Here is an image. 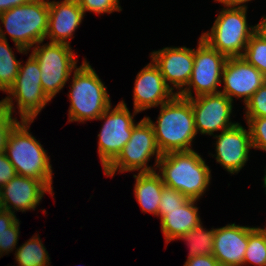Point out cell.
I'll list each match as a JSON object with an SVG mask.
<instances>
[{
    "label": "cell",
    "instance_id": "obj_1",
    "mask_svg": "<svg viewBox=\"0 0 266 266\" xmlns=\"http://www.w3.org/2000/svg\"><path fill=\"white\" fill-rule=\"evenodd\" d=\"M160 108L157 122L146 118L153 126L161 154L193 150L191 145L197 131L189 99L175 94Z\"/></svg>",
    "mask_w": 266,
    "mask_h": 266
},
{
    "label": "cell",
    "instance_id": "obj_2",
    "mask_svg": "<svg viewBox=\"0 0 266 266\" xmlns=\"http://www.w3.org/2000/svg\"><path fill=\"white\" fill-rule=\"evenodd\" d=\"M157 168L165 186L194 200L203 196L212 178L209 166L195 150L162 154Z\"/></svg>",
    "mask_w": 266,
    "mask_h": 266
},
{
    "label": "cell",
    "instance_id": "obj_3",
    "mask_svg": "<svg viewBox=\"0 0 266 266\" xmlns=\"http://www.w3.org/2000/svg\"><path fill=\"white\" fill-rule=\"evenodd\" d=\"M33 121L21 120L11 130L5 153L17 175L41 180L53 192L50 157L41 143L29 133Z\"/></svg>",
    "mask_w": 266,
    "mask_h": 266
},
{
    "label": "cell",
    "instance_id": "obj_4",
    "mask_svg": "<svg viewBox=\"0 0 266 266\" xmlns=\"http://www.w3.org/2000/svg\"><path fill=\"white\" fill-rule=\"evenodd\" d=\"M71 80L68 122L97 120L111 106L107 87L86 59L74 70Z\"/></svg>",
    "mask_w": 266,
    "mask_h": 266
},
{
    "label": "cell",
    "instance_id": "obj_5",
    "mask_svg": "<svg viewBox=\"0 0 266 266\" xmlns=\"http://www.w3.org/2000/svg\"><path fill=\"white\" fill-rule=\"evenodd\" d=\"M0 21L18 53L27 54L31 47L44 42L48 30V0H30L0 14Z\"/></svg>",
    "mask_w": 266,
    "mask_h": 266
},
{
    "label": "cell",
    "instance_id": "obj_6",
    "mask_svg": "<svg viewBox=\"0 0 266 266\" xmlns=\"http://www.w3.org/2000/svg\"><path fill=\"white\" fill-rule=\"evenodd\" d=\"M247 6L225 5L214 21L211 31L201 39L227 58L243 56L255 26L247 24Z\"/></svg>",
    "mask_w": 266,
    "mask_h": 266
},
{
    "label": "cell",
    "instance_id": "obj_7",
    "mask_svg": "<svg viewBox=\"0 0 266 266\" xmlns=\"http://www.w3.org/2000/svg\"><path fill=\"white\" fill-rule=\"evenodd\" d=\"M155 155V166H148V161ZM162 154L157 146L155 133L150 121L144 117L134 125L132 135L117 158L104 170L105 176L113 177L120 173L139 171L154 172Z\"/></svg>",
    "mask_w": 266,
    "mask_h": 266
},
{
    "label": "cell",
    "instance_id": "obj_8",
    "mask_svg": "<svg viewBox=\"0 0 266 266\" xmlns=\"http://www.w3.org/2000/svg\"><path fill=\"white\" fill-rule=\"evenodd\" d=\"M40 76L38 61L29 54L26 63L24 65L20 63L15 83L7 92L9 96L1 100L13 114L15 108L12 98H14L21 120L34 121L46 104L51 101L42 89Z\"/></svg>",
    "mask_w": 266,
    "mask_h": 266
},
{
    "label": "cell",
    "instance_id": "obj_9",
    "mask_svg": "<svg viewBox=\"0 0 266 266\" xmlns=\"http://www.w3.org/2000/svg\"><path fill=\"white\" fill-rule=\"evenodd\" d=\"M42 43L39 42L32 47L31 55L38 61L41 70L42 89L52 100L66 85L73 70L78 68L77 60L68 44Z\"/></svg>",
    "mask_w": 266,
    "mask_h": 266
},
{
    "label": "cell",
    "instance_id": "obj_10",
    "mask_svg": "<svg viewBox=\"0 0 266 266\" xmlns=\"http://www.w3.org/2000/svg\"><path fill=\"white\" fill-rule=\"evenodd\" d=\"M133 111L131 115L126 103L122 100L115 108L111 106L97 119L105 120L98 134V154L103 170H105L121 153L129 141L134 125Z\"/></svg>",
    "mask_w": 266,
    "mask_h": 266
},
{
    "label": "cell",
    "instance_id": "obj_11",
    "mask_svg": "<svg viewBox=\"0 0 266 266\" xmlns=\"http://www.w3.org/2000/svg\"><path fill=\"white\" fill-rule=\"evenodd\" d=\"M227 59L199 37L198 47L194 49L191 77L187 86L178 95L189 99L203 94L220 93L221 90L218 88ZM191 88H194V96Z\"/></svg>",
    "mask_w": 266,
    "mask_h": 266
},
{
    "label": "cell",
    "instance_id": "obj_12",
    "mask_svg": "<svg viewBox=\"0 0 266 266\" xmlns=\"http://www.w3.org/2000/svg\"><path fill=\"white\" fill-rule=\"evenodd\" d=\"M193 109L195 128L200 134L214 135L227 130L238 122H231L233 101L222 93L203 94L189 98Z\"/></svg>",
    "mask_w": 266,
    "mask_h": 266
},
{
    "label": "cell",
    "instance_id": "obj_13",
    "mask_svg": "<svg viewBox=\"0 0 266 266\" xmlns=\"http://www.w3.org/2000/svg\"><path fill=\"white\" fill-rule=\"evenodd\" d=\"M266 82V77L244 57L228 58L222 73L220 93L226 95L231 101L234 97L243 98L246 104L252 95Z\"/></svg>",
    "mask_w": 266,
    "mask_h": 266
},
{
    "label": "cell",
    "instance_id": "obj_14",
    "mask_svg": "<svg viewBox=\"0 0 266 266\" xmlns=\"http://www.w3.org/2000/svg\"><path fill=\"white\" fill-rule=\"evenodd\" d=\"M158 67L166 85L179 94L188 84L194 66V49L183 47H164L150 54ZM173 85V86H171Z\"/></svg>",
    "mask_w": 266,
    "mask_h": 266
},
{
    "label": "cell",
    "instance_id": "obj_15",
    "mask_svg": "<svg viewBox=\"0 0 266 266\" xmlns=\"http://www.w3.org/2000/svg\"><path fill=\"white\" fill-rule=\"evenodd\" d=\"M217 140L216 162L232 175L237 174L249 160V150L253 148L249 128L246 130L240 123L213 135Z\"/></svg>",
    "mask_w": 266,
    "mask_h": 266
},
{
    "label": "cell",
    "instance_id": "obj_16",
    "mask_svg": "<svg viewBox=\"0 0 266 266\" xmlns=\"http://www.w3.org/2000/svg\"><path fill=\"white\" fill-rule=\"evenodd\" d=\"M47 192L53 196L41 180L16 175L0 189V203L2 209L14 214L15 210H35Z\"/></svg>",
    "mask_w": 266,
    "mask_h": 266
},
{
    "label": "cell",
    "instance_id": "obj_17",
    "mask_svg": "<svg viewBox=\"0 0 266 266\" xmlns=\"http://www.w3.org/2000/svg\"><path fill=\"white\" fill-rule=\"evenodd\" d=\"M150 62L140 70L134 82V110L138 112L158 107L175 95L166 85L158 67Z\"/></svg>",
    "mask_w": 266,
    "mask_h": 266
},
{
    "label": "cell",
    "instance_id": "obj_18",
    "mask_svg": "<svg viewBox=\"0 0 266 266\" xmlns=\"http://www.w3.org/2000/svg\"><path fill=\"white\" fill-rule=\"evenodd\" d=\"M249 226L227 224L216 228L212 255L221 266H243Z\"/></svg>",
    "mask_w": 266,
    "mask_h": 266
},
{
    "label": "cell",
    "instance_id": "obj_19",
    "mask_svg": "<svg viewBox=\"0 0 266 266\" xmlns=\"http://www.w3.org/2000/svg\"><path fill=\"white\" fill-rule=\"evenodd\" d=\"M48 30L45 39L52 43L70 45L75 30L84 19V12L77 0L50 1Z\"/></svg>",
    "mask_w": 266,
    "mask_h": 266
},
{
    "label": "cell",
    "instance_id": "obj_20",
    "mask_svg": "<svg viewBox=\"0 0 266 266\" xmlns=\"http://www.w3.org/2000/svg\"><path fill=\"white\" fill-rule=\"evenodd\" d=\"M197 200L189 199L182 207L173 210H159L161 230L166 244L199 226L202 222L198 214Z\"/></svg>",
    "mask_w": 266,
    "mask_h": 266
},
{
    "label": "cell",
    "instance_id": "obj_21",
    "mask_svg": "<svg viewBox=\"0 0 266 266\" xmlns=\"http://www.w3.org/2000/svg\"><path fill=\"white\" fill-rule=\"evenodd\" d=\"M136 179L134 195L142 212L158 216L161 192L165 186L161 175L156 171L133 175Z\"/></svg>",
    "mask_w": 266,
    "mask_h": 266
},
{
    "label": "cell",
    "instance_id": "obj_22",
    "mask_svg": "<svg viewBox=\"0 0 266 266\" xmlns=\"http://www.w3.org/2000/svg\"><path fill=\"white\" fill-rule=\"evenodd\" d=\"M20 60H17L15 54L7 42L6 33L0 26V90L7 93L14 85L19 73Z\"/></svg>",
    "mask_w": 266,
    "mask_h": 266
},
{
    "label": "cell",
    "instance_id": "obj_23",
    "mask_svg": "<svg viewBox=\"0 0 266 266\" xmlns=\"http://www.w3.org/2000/svg\"><path fill=\"white\" fill-rule=\"evenodd\" d=\"M15 259L17 266H49L50 257L39 234L32 236L27 242L17 248Z\"/></svg>",
    "mask_w": 266,
    "mask_h": 266
},
{
    "label": "cell",
    "instance_id": "obj_24",
    "mask_svg": "<svg viewBox=\"0 0 266 266\" xmlns=\"http://www.w3.org/2000/svg\"><path fill=\"white\" fill-rule=\"evenodd\" d=\"M215 228L206 230L203 228L202 223L193 228L186 234H183L178 240L187 241L189 255L187 259L200 256V255H212L213 252V241H214Z\"/></svg>",
    "mask_w": 266,
    "mask_h": 266
},
{
    "label": "cell",
    "instance_id": "obj_25",
    "mask_svg": "<svg viewBox=\"0 0 266 266\" xmlns=\"http://www.w3.org/2000/svg\"><path fill=\"white\" fill-rule=\"evenodd\" d=\"M266 266V232L260 227L249 226L248 245L243 265Z\"/></svg>",
    "mask_w": 266,
    "mask_h": 266
},
{
    "label": "cell",
    "instance_id": "obj_26",
    "mask_svg": "<svg viewBox=\"0 0 266 266\" xmlns=\"http://www.w3.org/2000/svg\"><path fill=\"white\" fill-rule=\"evenodd\" d=\"M242 57L266 77V41L264 39L254 33Z\"/></svg>",
    "mask_w": 266,
    "mask_h": 266
},
{
    "label": "cell",
    "instance_id": "obj_27",
    "mask_svg": "<svg viewBox=\"0 0 266 266\" xmlns=\"http://www.w3.org/2000/svg\"><path fill=\"white\" fill-rule=\"evenodd\" d=\"M245 118L266 117V82L257 89L245 104Z\"/></svg>",
    "mask_w": 266,
    "mask_h": 266
},
{
    "label": "cell",
    "instance_id": "obj_28",
    "mask_svg": "<svg viewBox=\"0 0 266 266\" xmlns=\"http://www.w3.org/2000/svg\"><path fill=\"white\" fill-rule=\"evenodd\" d=\"M253 148L266 152V117L245 118Z\"/></svg>",
    "mask_w": 266,
    "mask_h": 266
},
{
    "label": "cell",
    "instance_id": "obj_29",
    "mask_svg": "<svg viewBox=\"0 0 266 266\" xmlns=\"http://www.w3.org/2000/svg\"><path fill=\"white\" fill-rule=\"evenodd\" d=\"M84 14L90 11L96 14L113 13L121 11L119 0H77Z\"/></svg>",
    "mask_w": 266,
    "mask_h": 266
},
{
    "label": "cell",
    "instance_id": "obj_30",
    "mask_svg": "<svg viewBox=\"0 0 266 266\" xmlns=\"http://www.w3.org/2000/svg\"><path fill=\"white\" fill-rule=\"evenodd\" d=\"M18 122V119L16 117L13 118V114L0 101V153L5 151L8 136Z\"/></svg>",
    "mask_w": 266,
    "mask_h": 266
},
{
    "label": "cell",
    "instance_id": "obj_31",
    "mask_svg": "<svg viewBox=\"0 0 266 266\" xmlns=\"http://www.w3.org/2000/svg\"><path fill=\"white\" fill-rule=\"evenodd\" d=\"M189 198L183 193L164 186L161 192L159 210H173L182 207Z\"/></svg>",
    "mask_w": 266,
    "mask_h": 266
},
{
    "label": "cell",
    "instance_id": "obj_32",
    "mask_svg": "<svg viewBox=\"0 0 266 266\" xmlns=\"http://www.w3.org/2000/svg\"><path fill=\"white\" fill-rule=\"evenodd\" d=\"M19 226L20 222L17 219L9 228H7L4 232L0 233V250L2 254H8L13 251L18 244L19 238Z\"/></svg>",
    "mask_w": 266,
    "mask_h": 266
},
{
    "label": "cell",
    "instance_id": "obj_33",
    "mask_svg": "<svg viewBox=\"0 0 266 266\" xmlns=\"http://www.w3.org/2000/svg\"><path fill=\"white\" fill-rule=\"evenodd\" d=\"M17 175L5 152L0 153V189Z\"/></svg>",
    "mask_w": 266,
    "mask_h": 266
},
{
    "label": "cell",
    "instance_id": "obj_34",
    "mask_svg": "<svg viewBox=\"0 0 266 266\" xmlns=\"http://www.w3.org/2000/svg\"><path fill=\"white\" fill-rule=\"evenodd\" d=\"M184 266H219V263L213 255H200L187 259Z\"/></svg>",
    "mask_w": 266,
    "mask_h": 266
},
{
    "label": "cell",
    "instance_id": "obj_35",
    "mask_svg": "<svg viewBox=\"0 0 266 266\" xmlns=\"http://www.w3.org/2000/svg\"><path fill=\"white\" fill-rule=\"evenodd\" d=\"M17 217L14 213L9 212L8 210H0V233L4 232L9 228L15 221Z\"/></svg>",
    "mask_w": 266,
    "mask_h": 266
},
{
    "label": "cell",
    "instance_id": "obj_36",
    "mask_svg": "<svg viewBox=\"0 0 266 266\" xmlns=\"http://www.w3.org/2000/svg\"><path fill=\"white\" fill-rule=\"evenodd\" d=\"M30 0H0V14L13 7L28 3Z\"/></svg>",
    "mask_w": 266,
    "mask_h": 266
},
{
    "label": "cell",
    "instance_id": "obj_37",
    "mask_svg": "<svg viewBox=\"0 0 266 266\" xmlns=\"http://www.w3.org/2000/svg\"><path fill=\"white\" fill-rule=\"evenodd\" d=\"M255 33L266 41V17L262 16L261 21L255 25Z\"/></svg>",
    "mask_w": 266,
    "mask_h": 266
},
{
    "label": "cell",
    "instance_id": "obj_38",
    "mask_svg": "<svg viewBox=\"0 0 266 266\" xmlns=\"http://www.w3.org/2000/svg\"><path fill=\"white\" fill-rule=\"evenodd\" d=\"M220 2L221 4L225 5H238V6H245L246 2L248 3L251 0H214Z\"/></svg>",
    "mask_w": 266,
    "mask_h": 266
},
{
    "label": "cell",
    "instance_id": "obj_39",
    "mask_svg": "<svg viewBox=\"0 0 266 266\" xmlns=\"http://www.w3.org/2000/svg\"><path fill=\"white\" fill-rule=\"evenodd\" d=\"M266 170V169H265ZM263 182H264V184H263V186L265 187V191H266V171H265V176H264V178H263ZM266 194V193H265Z\"/></svg>",
    "mask_w": 266,
    "mask_h": 266
}]
</instances>
